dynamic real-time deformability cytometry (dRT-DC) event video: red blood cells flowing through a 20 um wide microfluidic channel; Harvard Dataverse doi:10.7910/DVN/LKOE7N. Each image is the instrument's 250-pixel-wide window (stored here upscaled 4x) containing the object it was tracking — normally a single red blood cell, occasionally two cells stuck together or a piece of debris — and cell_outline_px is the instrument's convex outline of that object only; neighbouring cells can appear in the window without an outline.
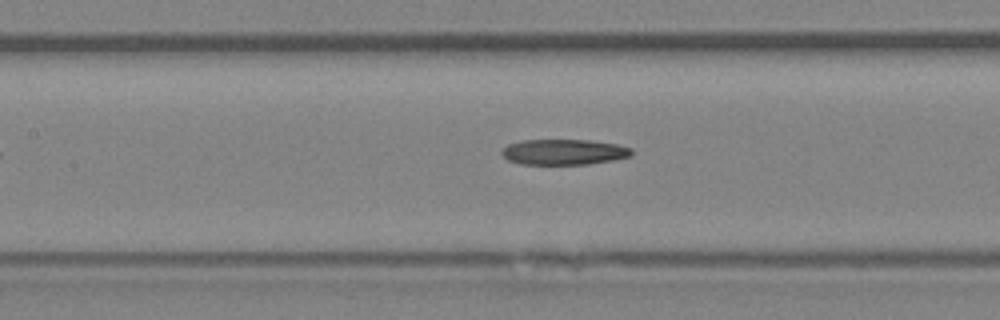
{"species": "Egyptian fruit bat (a non-hibernating species)", "species_latin": "Rousettus aegyptiacus", "temperature_condition": "room temperature", "stored_images_in_passage": 7, "camera_frame_rate_fps": 3000, "um_per_image_px": 0.085, "animal": {"sex": "female"}, "frame": {"image": 1, "passage_image": 7, "time_ms": 7.0, "image_size_px": [1000, 320], "cell_outline_px": [[632, 156], [612, 160], [588, 164], [520, 164], [508, 160], [500, 152], [508, 144], [520, 140], [592, 140], [616, 144], [632, 148]], "centroid_in_image_um": [47.93, 12.91], "position_along_channel_um": 159.5, "area_um2": 19.36}}